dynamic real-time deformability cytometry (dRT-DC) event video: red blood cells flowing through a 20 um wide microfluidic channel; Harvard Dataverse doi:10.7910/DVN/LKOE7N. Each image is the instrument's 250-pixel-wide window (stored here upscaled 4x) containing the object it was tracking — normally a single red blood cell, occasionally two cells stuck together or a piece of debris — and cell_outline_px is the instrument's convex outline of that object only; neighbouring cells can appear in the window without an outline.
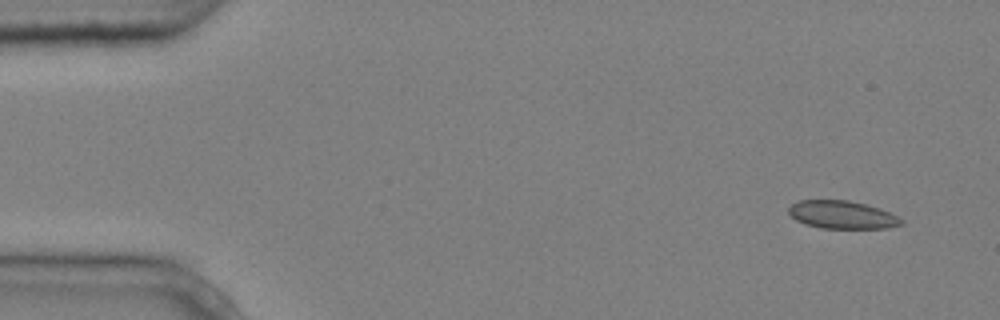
{"species": "common noctule bat (a hibernating species)", "species_latin": "Nyctalus noctula", "temperature_condition": "cold", "stored_images_in_passage": 3, "camera_frame_rate_fps": 3000, "um_per_image_px": 0.085, "animal": {"sex": "male", "body_mass_g": 20.4}, "frame": {"image": 1, "passage_image": 1, "time_ms": 0.0, "image_size_px": [1000, 320], "cell_outline_px": [[904, 224], [888, 228], [820, 228], [804, 224], [796, 220], [788, 212], [788, 208], [792, 204], [800, 200], [848, 200], [880, 208], [904, 220]], "centroid_in_image_um": [71.58, 18.26], "position_along_channel_um": 13.4, "area_um2": 18.32}}